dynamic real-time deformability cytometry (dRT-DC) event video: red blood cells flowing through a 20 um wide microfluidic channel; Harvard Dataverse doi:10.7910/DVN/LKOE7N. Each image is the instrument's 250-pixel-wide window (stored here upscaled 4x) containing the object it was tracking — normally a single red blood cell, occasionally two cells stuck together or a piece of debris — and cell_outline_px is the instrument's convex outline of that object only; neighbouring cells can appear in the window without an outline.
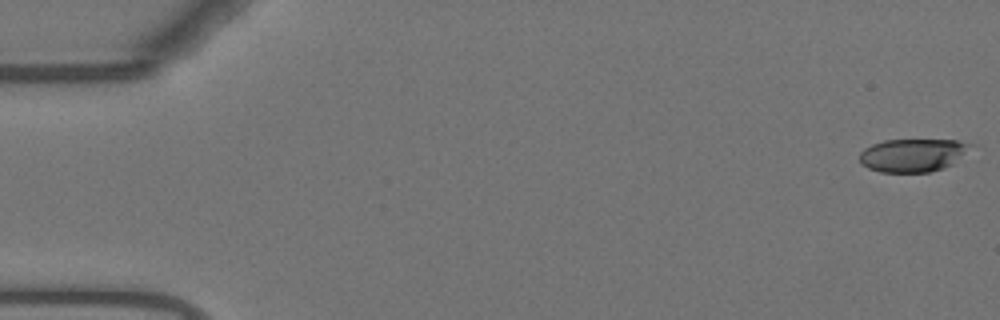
{"species": "Egyptian fruit bat (a non-hibernating species)", "species_latin": "Rousettus aegyptiacus", "temperature_condition": "warm", "stored_images_in_passage": 55, "camera_frame_rate_fps": 3000, "um_per_image_px": 0.085, "animal": {"sex": "female"}, "frame": {"image": 1, "passage_image": 1, "time_ms": 0.0, "image_size_px": [1000, 320], "cell_outline_px": [[976, 144], [952, 164], [944, 168], [928, 172], [880, 172], [868, 168], [860, 164], [860, 152], [864, 148], [872, 144], [884, 140], [956, 140]], "centroid_in_image_um": [77.58, 13.18], "position_along_channel_um": 7.4, "area_um2": 21.5}}
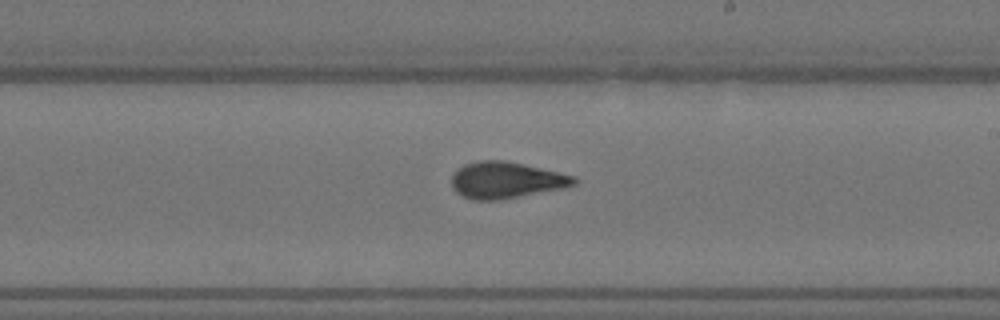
{"frame": {"image": 2, "passage_image": 32, "time_ms": 10.333, "image_size_px": [1000, 320], "cell_outline_px": [[576, 184], [564, 188], [500, 200], [472, 200], [456, 192], [452, 188], [452, 172], [456, 168], [464, 164], [480, 160], [504, 160], [560, 172], [576, 176]], "centroid_in_image_um": [43.0, 15.31], "position_along_channel_um": 246.0, "area_um2": 26.18}}
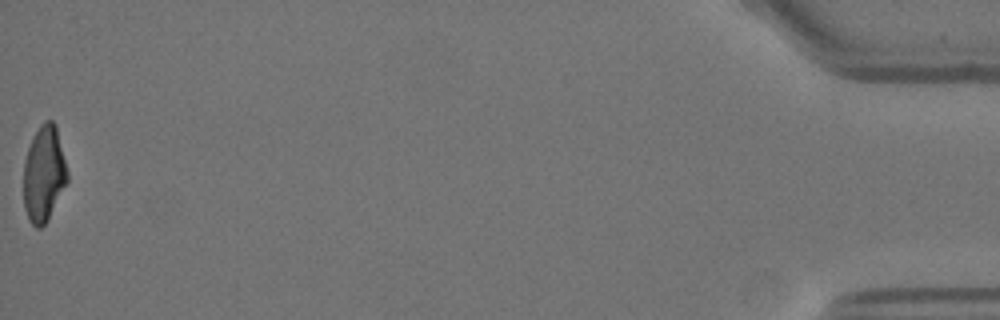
{"frame": {"image": 3, "passage_image": 55, "time_ms": 18.0, "image_size_px": [1000, 320], "cell_outline_px": [[68, 180], [48, 220], [40, 228], [36, 228], [28, 220], [24, 208], [24, 160], [32, 136], [40, 124], [44, 120], [52, 120], [56, 124], [68, 172]], "centroid_in_image_um": [3.73, 14.76], "position_along_channel_um": 431.5, "area_um2": 24.68}, "authors_computed_cell_mechanics": {"area_um2": 25.143, "velocity_mm_per_s": 3.7183, "shape_relaxation_time_tau1_ms": 5.633, "shape_relaxation_time_tau2_ms": 1.5095, "deformation_change_tau1": 0.2105, "deformation_change_tau2": 0.0832}}